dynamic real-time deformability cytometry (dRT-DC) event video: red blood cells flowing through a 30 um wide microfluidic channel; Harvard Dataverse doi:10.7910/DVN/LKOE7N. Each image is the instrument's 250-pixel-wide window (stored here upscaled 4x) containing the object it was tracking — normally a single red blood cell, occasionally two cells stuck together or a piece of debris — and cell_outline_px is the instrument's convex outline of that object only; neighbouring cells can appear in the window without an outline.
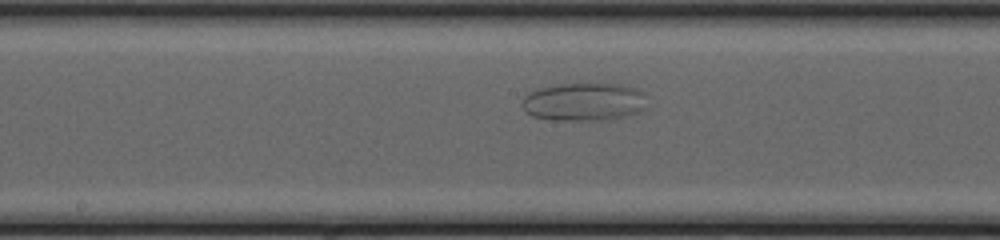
{"species": "common noctule bat (a hibernating species)", "species_latin": "Nyctalus noctula", "temperature_condition": "cold", "stored_images_in_passage": 41, "camera_frame_rate_fps": 3000, "um_per_image_px": 0.085, "animal": {"sex": "female", "body_mass_g": 20.0, "forearm_length_mm": 54.0}, "frame": {"image": 1, "passage_image": 18, "time_ms": 5.667, "image_size_px": [1000, 240], "cell_outline_px": [[644, 108], [640, 112], [628, 116], [608, 120], [552, 120], [532, 116], [524, 108], [524, 96], [528, 92], [540, 88], [564, 84], [624, 84], [636, 88], [640, 92]], "centroid_in_image_um": [49.63, 8.67], "position_along_channel_um": 198.6, "area_um2": 27.4}}
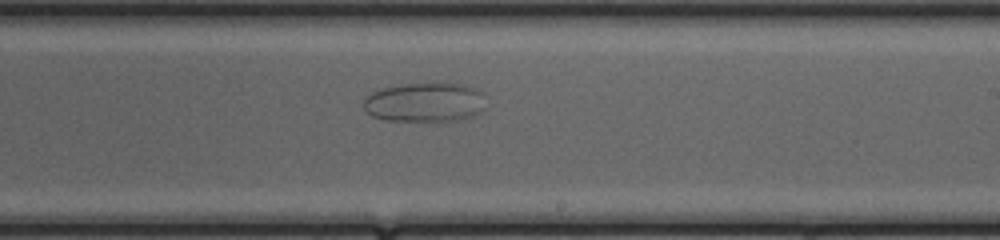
{"frame": {"image": 2, "passage_image": 22, "time_ms": 7.0, "image_size_px": [1000, 240], "cell_outline_px": [[484, 108], [476, 116], [456, 120], [384, 120], [372, 116], [364, 108], [364, 96], [372, 92], [384, 88], [400, 84], [444, 80], [464, 84], [476, 88], [484, 92]], "centroid_in_image_um": [36.17, 8.64], "position_along_channel_um": 252.8, "area_um2": 28.9}}